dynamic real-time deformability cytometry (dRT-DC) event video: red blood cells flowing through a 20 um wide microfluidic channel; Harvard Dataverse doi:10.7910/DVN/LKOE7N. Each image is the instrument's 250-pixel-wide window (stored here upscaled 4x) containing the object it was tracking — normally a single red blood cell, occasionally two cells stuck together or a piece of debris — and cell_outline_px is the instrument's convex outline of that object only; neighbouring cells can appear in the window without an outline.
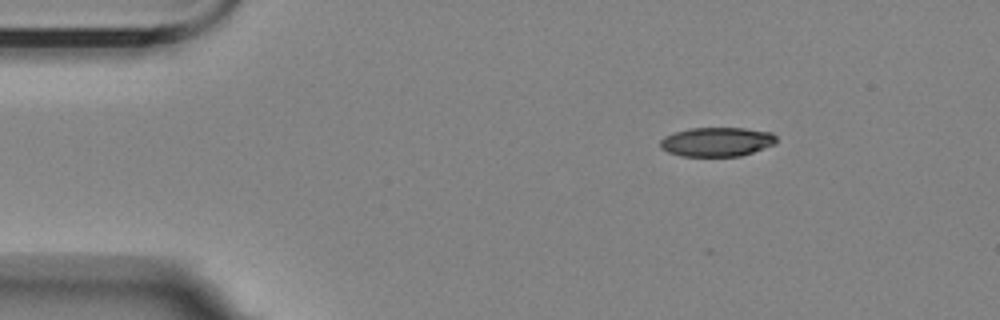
{"species": "Egyptian fruit bat (a non-hibernating species)", "species_latin": "Rousettus aegyptiacus", "temperature_condition": "room temperature", "stored_images_in_passage": 3, "camera_frame_rate_fps": 3000, "um_per_image_px": 0.085, "animal": {"sex": "female"}, "frame": {"image": 1, "passage_image": 1, "time_ms": 0.0, "image_size_px": [1000, 320], "cell_outline_px": [[776, 144], [740, 156], [684, 156], [668, 152], [660, 148], [660, 140], [664, 136], [676, 132], [692, 128], [744, 128], [772, 132], [776, 136]], "centroid_in_image_um": [60.94, 12.05], "position_along_channel_um": 24.1, "area_um2": 19.71}}
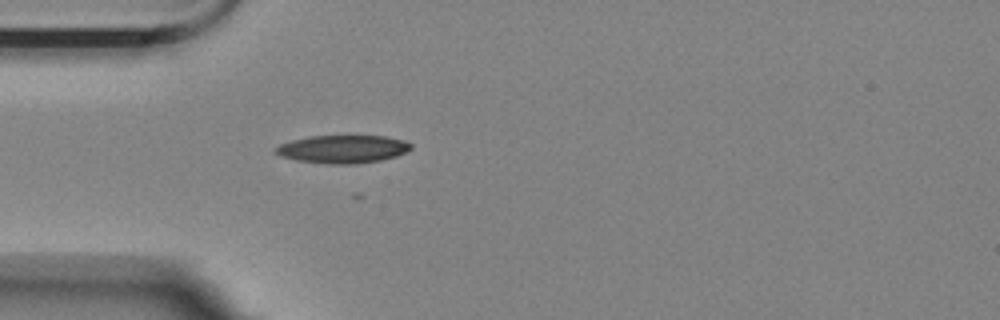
{"frame": {"image": 2, "passage_image": 3, "time_ms": 2.667, "image_size_px": [1000, 320], "cell_outline_px": [[412, 148], [396, 156], [380, 160], [356, 164], [324, 164], [296, 160], [280, 156], [272, 152], [280, 144], [292, 140], [312, 136], [384, 136], [404, 140], [412, 144]], "centroid_in_image_um": [29.11, 12.68], "position_along_channel_um": 55.9, "area_um2": 22.08}}